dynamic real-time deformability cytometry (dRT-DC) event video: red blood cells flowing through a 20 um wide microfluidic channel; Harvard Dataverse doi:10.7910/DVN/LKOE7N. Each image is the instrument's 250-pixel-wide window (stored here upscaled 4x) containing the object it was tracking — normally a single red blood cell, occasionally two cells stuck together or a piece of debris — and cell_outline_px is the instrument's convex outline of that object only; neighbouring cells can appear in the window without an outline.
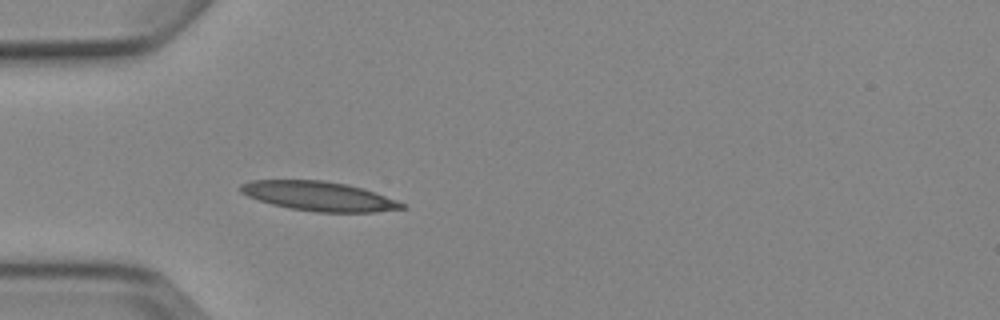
{"species": "Egyptian fruit bat (a non-hibernating species)", "species_latin": "Rousettus aegyptiacus", "temperature_condition": "cold", "stored_images_in_passage": 3, "camera_frame_rate_fps": 3000, "um_per_image_px": 0.085, "animal": {"sex": "female"}, "frame": {"image": 1, "passage_image": 3, "time_ms": 2.333, "image_size_px": [1000, 320], "cell_outline_px": [[408, 208], [372, 212], [316, 212], [292, 208], [272, 204], [248, 196], [240, 192], [240, 184], [252, 180], [320, 180], [348, 184], [364, 188], [396, 200], [404, 204]], "centroid_in_image_um": [27.12, 16.67], "position_along_channel_um": 57.9, "area_um2": 27.46}}